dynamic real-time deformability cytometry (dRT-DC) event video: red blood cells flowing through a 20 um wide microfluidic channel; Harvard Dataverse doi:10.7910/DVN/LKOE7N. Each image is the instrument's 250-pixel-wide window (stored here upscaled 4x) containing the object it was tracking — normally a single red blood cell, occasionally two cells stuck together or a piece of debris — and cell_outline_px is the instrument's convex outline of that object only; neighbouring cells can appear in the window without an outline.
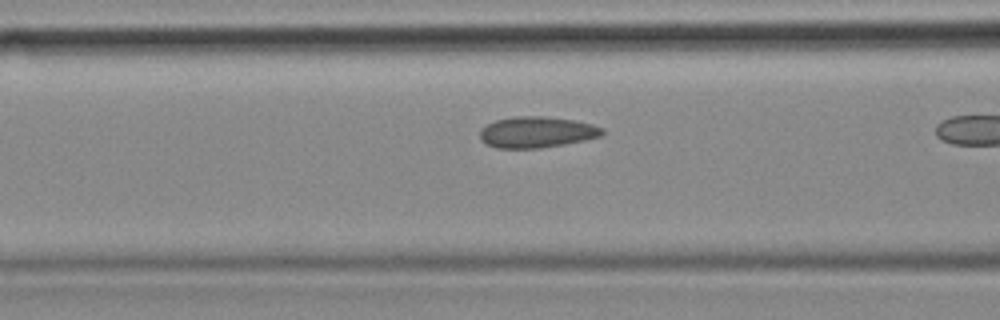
{"species": "common noctule bat (a hibernating species)", "species_latin": "Nyctalus noctula", "temperature_condition": "cold", "stored_images_in_passage": 10, "camera_frame_rate_fps": 3000, "um_per_image_px": 0.085, "animal": {"sex": "female", "body_mass_g": 18.4}, "frame": {"image": 1, "passage_image": 9, "time_ms": 2.667, "image_size_px": [1000, 320], "cell_outline_px": [[604, 136], [564, 144], [540, 148], [496, 148], [480, 140], [480, 128], [496, 120], [516, 116], [544, 116], [576, 120], [592, 124], [604, 128]], "centroid_in_image_um": [45.65, 11.23], "position_along_channel_um": 121.0, "area_um2": 22.31}}